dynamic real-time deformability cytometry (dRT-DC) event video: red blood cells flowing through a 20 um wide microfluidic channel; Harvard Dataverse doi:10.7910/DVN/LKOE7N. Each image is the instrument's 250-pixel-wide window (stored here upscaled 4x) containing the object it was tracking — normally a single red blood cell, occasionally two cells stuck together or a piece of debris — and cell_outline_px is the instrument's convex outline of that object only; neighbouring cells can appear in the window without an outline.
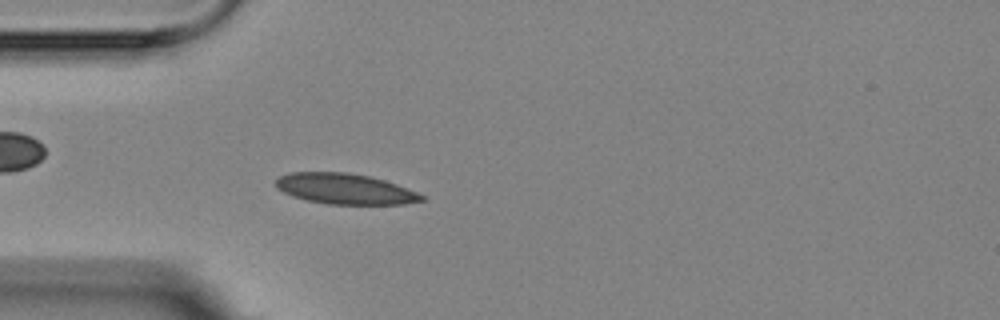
{"species": "Egyptian fruit bat (a non-hibernating species)", "species_latin": "Rousettus aegyptiacus", "temperature_condition": "room temperature", "stored_images_in_passage": 4, "camera_frame_rate_fps": 3000, "um_per_image_px": 0.085, "animal": {"sex": "female"}, "frame": {"image": 1, "passage_image": 3, "time_ms": 3.333, "image_size_px": [1000, 320], "cell_outline_px": [[428, 200], [404, 204], [328, 204], [308, 200], [292, 196], [276, 188], [276, 180], [280, 176], [288, 172], [348, 172], [368, 176], [384, 180], [396, 184], [416, 192], [424, 196]], "centroid_in_image_um": [29.32, 16.05], "position_along_channel_um": 55.7, "area_um2": 25.95}}